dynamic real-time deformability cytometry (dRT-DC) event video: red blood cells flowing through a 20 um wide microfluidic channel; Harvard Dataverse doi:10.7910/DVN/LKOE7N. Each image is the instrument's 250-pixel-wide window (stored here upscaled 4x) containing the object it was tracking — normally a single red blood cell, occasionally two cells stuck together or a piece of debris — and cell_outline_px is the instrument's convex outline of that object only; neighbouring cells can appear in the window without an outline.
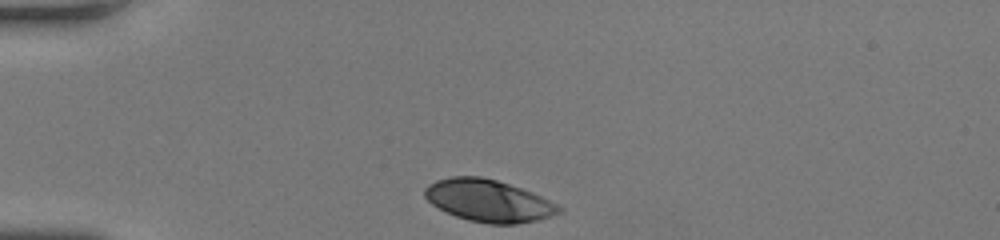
{"species": "human", "species_latin": "Homo sapiens", "temperature_condition": "room temperature", "stored_images_in_passage": 30, "camera_frame_rate_fps": 3000, "um_per_image_px": 0.085, "donor": {"sex": "female"}, "frame": {"image": 1, "passage_image": 1, "time_ms": 0.0, "image_size_px": [1000, 240], "cell_outline_px": [[564, 208], [560, 212], [536, 220], [516, 224], [488, 224], [468, 220], [456, 216], [432, 204], [424, 196], [424, 188], [428, 184], [436, 180], [452, 176], [480, 176], [496, 180], [532, 192]], "centroid_in_image_um": [41.49, 17.05], "position_along_channel_um": 43.5, "area_um2": 32.6}}
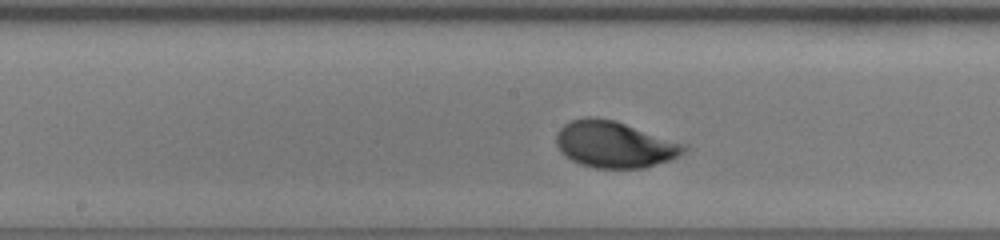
{"frame": {"image": 2, "passage_image": 15, "time_ms": 4.667, "image_size_px": [1000, 240], "cell_outline_px": [[688, 148], [680, 156], [644, 168], [596, 168], [580, 164], [564, 156], [560, 152], [556, 144], [556, 132], [564, 124], [572, 120], [584, 116], [596, 116], [616, 120], [688, 144]], "centroid_in_image_um": [52.23, 12.26], "position_along_channel_um": 196.0, "area_um2": 35.14}}
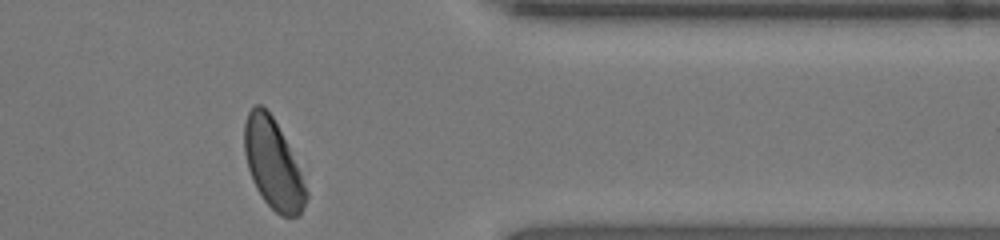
{"frame": {"image": 3, "passage_image": 30, "time_ms": 9.667, "image_size_px": [1000, 240], "cell_outline_px": [[308, 196], [300, 212], [296, 216], [280, 216], [264, 200], [256, 188], [252, 180], [248, 168], [244, 152], [244, 124], [248, 112], [256, 104], [260, 104], [272, 116], [300, 172], [308, 192]], "centroid_in_image_um": [23.17, 13.96], "position_along_channel_um": 388.2, "area_um2": 31.33}, "authors_computed_cell_mechanics": {"area_um2": 33.9575, "velocity_mm_per_s": 4.0545, "shape_relaxation_time_tau1_ms": 2.6282, "shape_relaxation_time_tau2_ms": null, "deformation_change_tau1": 0.1441, "deformation_change_tau2": null}}